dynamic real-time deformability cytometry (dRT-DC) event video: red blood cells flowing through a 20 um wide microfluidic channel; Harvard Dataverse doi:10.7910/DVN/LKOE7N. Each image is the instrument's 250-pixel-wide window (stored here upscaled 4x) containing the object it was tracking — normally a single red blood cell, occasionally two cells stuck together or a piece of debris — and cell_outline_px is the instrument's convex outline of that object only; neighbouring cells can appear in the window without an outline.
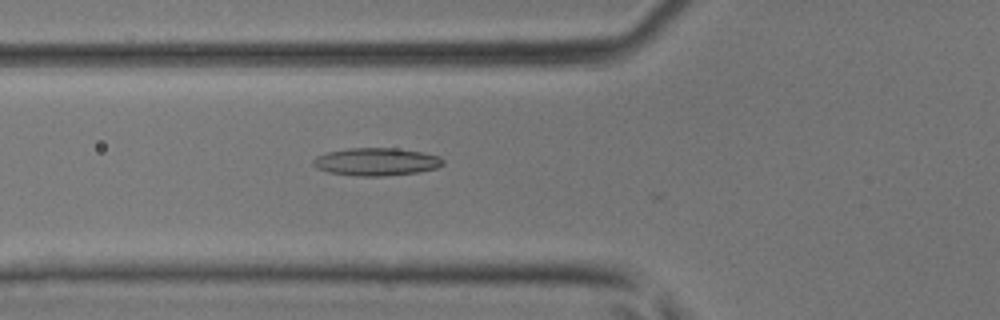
{"species": "common noctule bat (a hibernating species)", "species_latin": "Nyctalus noctula", "temperature_condition": "room temperature", "stored_images_in_passage": 30, "camera_frame_rate_fps": 3000, "um_per_image_px": 0.085, "animal": {"sex": "male", "body_mass_g": 17.9, "forearm_length_mm": 54.2}, "frame": {"image": 1, "passage_image": 2, "time_ms": 0.333, "image_size_px": [1000, 320], "cell_outline_px": [[444, 164], [436, 168], [420, 172], [380, 176], [360, 176], [328, 172], [316, 168], [312, 164], [312, 160], [316, 156], [328, 152], [348, 148], [396, 148], [420, 152], [440, 156], [444, 160]], "centroid_in_image_um": [31.98, 13.75], "position_along_channel_um": 93.8, "area_um2": 20.98}}
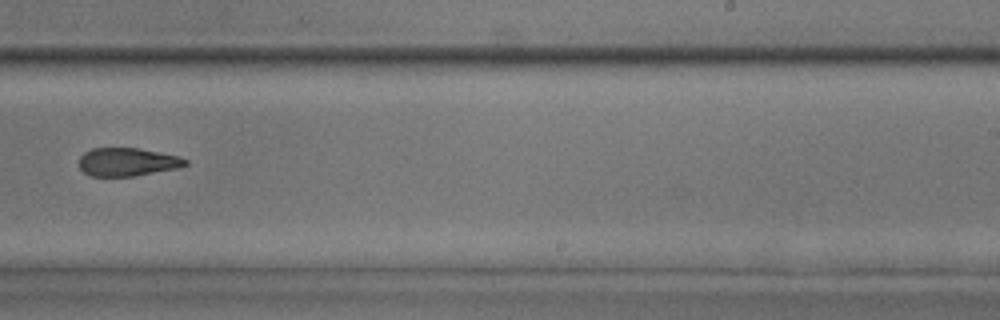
{"frame": {"image": 2, "passage_image": 14, "time_ms": 4.333, "image_size_px": [1000, 320], "cell_outline_px": [[188, 164], [180, 168], [132, 176], [88, 176], [80, 168], [80, 156], [84, 152], [92, 148], [140, 148], [180, 156], [188, 160]], "centroid_in_image_um": [10.85, 13.76], "position_along_channel_um": 278.1, "area_um2": 17.63}}
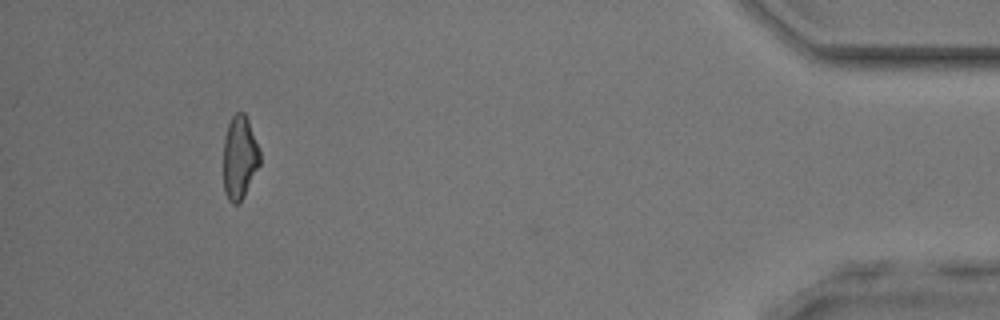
{"frame": {"image": 3, "passage_image": 27, "time_ms": 8.667, "image_size_px": [1000, 320], "cell_outline_px": [[260, 164], [244, 196], [236, 204], [232, 204], [228, 200], [224, 192], [224, 136], [228, 124], [232, 116], [236, 112], [244, 112], [248, 120], [260, 152]], "centroid_in_image_um": [20.36, 13.39], "position_along_channel_um": 414.8, "area_um2": 17.63}}